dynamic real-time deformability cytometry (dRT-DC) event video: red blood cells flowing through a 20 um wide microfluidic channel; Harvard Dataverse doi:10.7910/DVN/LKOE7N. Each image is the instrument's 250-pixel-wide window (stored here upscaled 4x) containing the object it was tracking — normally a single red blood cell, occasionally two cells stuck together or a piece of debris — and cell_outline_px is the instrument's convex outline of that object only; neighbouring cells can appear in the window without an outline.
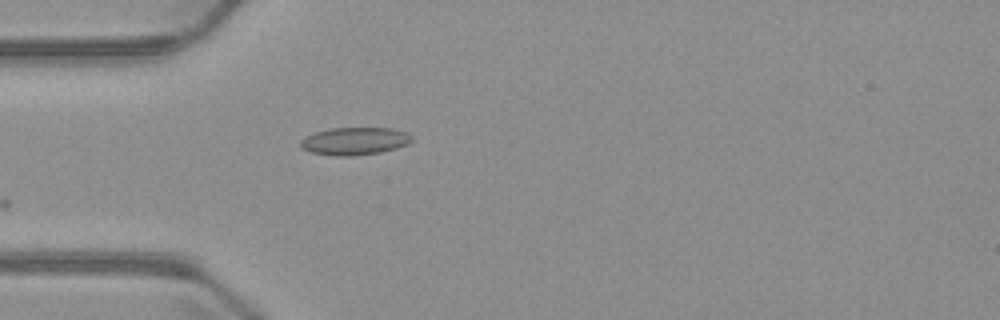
{"species": "common noctule bat (a hibernating species)", "species_latin": "Nyctalus noctula", "temperature_condition": "warm", "stored_images_in_passage": 2, "camera_frame_rate_fps": 3000, "um_per_image_px": 0.085, "animal": {"sex": "male", "body_mass_g": 23.1, "forearm_length_mm": 52.7}, "frame": {"image": 1, "passage_image": 2, "time_ms": 2.0, "image_size_px": [1000, 320], "cell_outline_px": [[412, 140], [408, 144], [396, 148], [380, 152], [352, 156], [336, 156], [312, 152], [300, 148], [300, 140], [304, 136], [328, 128], [392, 128], [408, 132], [412, 136]], "centroid_in_image_um": [30.14, 11.98], "position_along_channel_um": 54.9, "area_um2": 18.03}}